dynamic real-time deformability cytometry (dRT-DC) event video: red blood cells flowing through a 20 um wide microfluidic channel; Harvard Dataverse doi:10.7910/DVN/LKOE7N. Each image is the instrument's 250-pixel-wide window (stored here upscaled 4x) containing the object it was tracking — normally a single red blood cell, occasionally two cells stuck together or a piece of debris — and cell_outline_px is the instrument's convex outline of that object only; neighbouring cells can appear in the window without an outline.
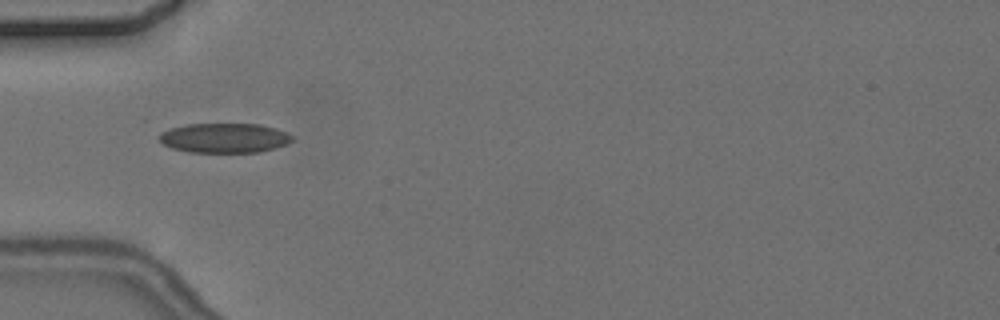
{"species": "common noctule bat (a hibernating species)", "species_latin": "Nyctalus noctula", "temperature_condition": "cold", "stored_images_in_passage": 15, "camera_frame_rate_fps": 3000, "um_per_image_px": 0.085, "animal": {"sex": "female", "body_mass_g": 24.6, "forearm_length_mm": 56.2}, "frame": {"image": 1, "passage_image": 5, "time_ms": 5.667, "image_size_px": [1000, 320], "cell_outline_px": [[292, 140], [288, 144], [276, 148], [260, 152], [188, 152], [172, 148], [164, 144], [156, 136], [160, 132], [172, 128], [188, 124], [260, 124], [276, 128], [292, 136]], "centroid_in_image_um": [19.07, 11.73], "position_along_channel_um": 65.9, "area_um2": 23.0}}
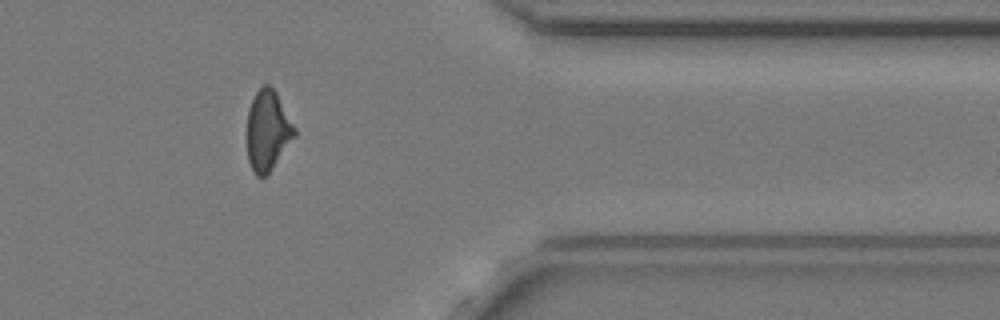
{"frame": {"image": 2, "passage_image": 13, "time_ms": 15.0, "image_size_px": [1000, 320], "cell_outline_px": [[296, 136], [272, 168], [264, 176], [256, 176], [248, 160], [248, 108], [256, 92], [264, 84], [268, 84], [276, 92], [296, 128]], "centroid_in_image_um": [22.77, 11.08], "position_along_channel_um": 388.6, "area_um2": 21.91}}
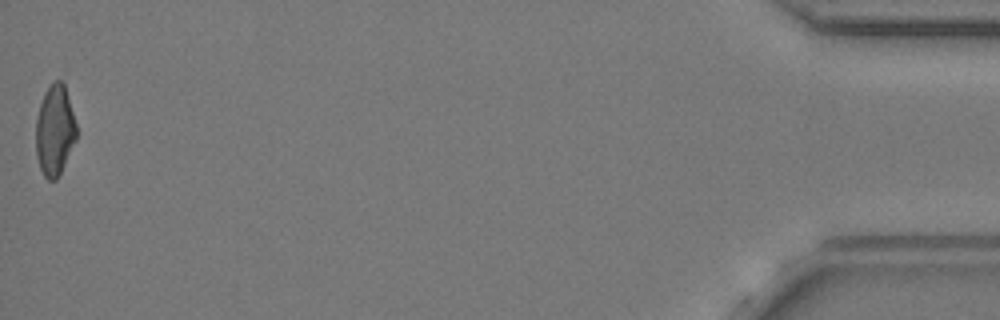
{"frame": {"image": 3, "passage_image": 15, "time_ms": 18.333, "image_size_px": [1000, 320], "cell_outline_px": [[76, 140], [56, 180], [48, 180], [44, 176], [40, 168], [36, 156], [36, 116], [44, 92], [52, 80], [60, 80], [64, 84], [76, 124]], "centroid_in_image_um": [4.63, 11.06], "position_along_channel_um": 430.6, "area_um2": 21.33}, "authors_computed_cell_mechanics": {"area_um2": 22.5998, "velocity_mm_per_s": 3.6448, "shape_relaxation_time_tau1_ms": null, "shape_relaxation_time_tau2_ms": 3.0331, "deformation_change_tau1": null, "deformation_change_tau2": 0.0779}}